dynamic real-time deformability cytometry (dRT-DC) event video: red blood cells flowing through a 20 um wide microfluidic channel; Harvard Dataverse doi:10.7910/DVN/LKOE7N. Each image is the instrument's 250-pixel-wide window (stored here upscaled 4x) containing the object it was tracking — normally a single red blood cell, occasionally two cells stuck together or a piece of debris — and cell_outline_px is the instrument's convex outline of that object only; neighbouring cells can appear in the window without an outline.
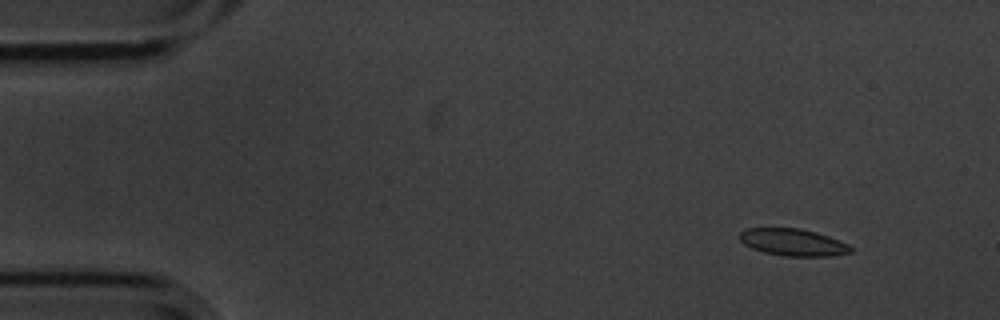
{"species": "common noctule bat (a hibernating species)", "species_latin": "Nyctalus noctula", "temperature_condition": "cold", "stored_images_in_passage": 6, "camera_frame_rate_fps": 3000, "um_per_image_px": 0.085, "animal": {"sex": "male", "body_mass_g": 20.1, "forearm_length_mm": 53.5}, "frame": {"image": 1, "passage_image": 1, "time_ms": 0.0, "image_size_px": [1000, 320], "cell_outline_px": [[852, 252], [832, 256], [784, 256], [764, 252], [752, 248], [744, 244], [740, 240], [740, 232], [744, 228], [800, 228], [816, 232], [828, 236], [848, 244], [852, 248]], "centroid_in_image_um": [67.4, 20.59], "position_along_channel_um": 17.6, "area_um2": 17.51}}
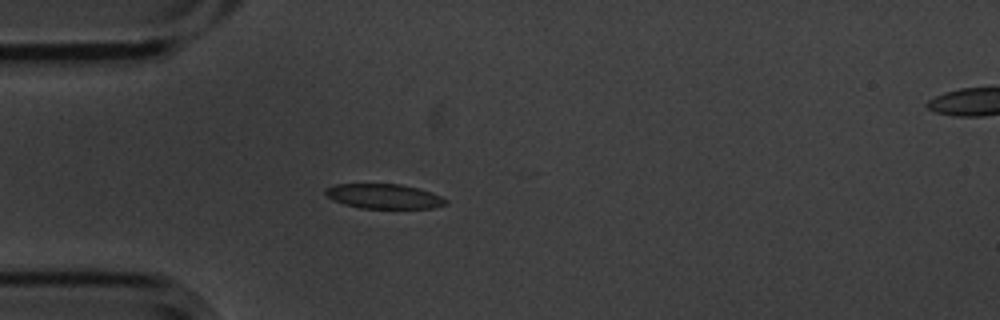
{"frame": {"image": 2, "passage_image": 4, "time_ms": 1.0, "image_size_px": [1000, 320], "cell_outline_px": [[448, 204], [432, 208], [360, 208], [344, 204], [328, 196], [324, 192], [324, 188], [336, 184], [400, 184], [432, 192], [448, 200]], "centroid_in_image_um": [32.65, 16.68], "position_along_channel_um": 52.3, "area_um2": 17.22}}